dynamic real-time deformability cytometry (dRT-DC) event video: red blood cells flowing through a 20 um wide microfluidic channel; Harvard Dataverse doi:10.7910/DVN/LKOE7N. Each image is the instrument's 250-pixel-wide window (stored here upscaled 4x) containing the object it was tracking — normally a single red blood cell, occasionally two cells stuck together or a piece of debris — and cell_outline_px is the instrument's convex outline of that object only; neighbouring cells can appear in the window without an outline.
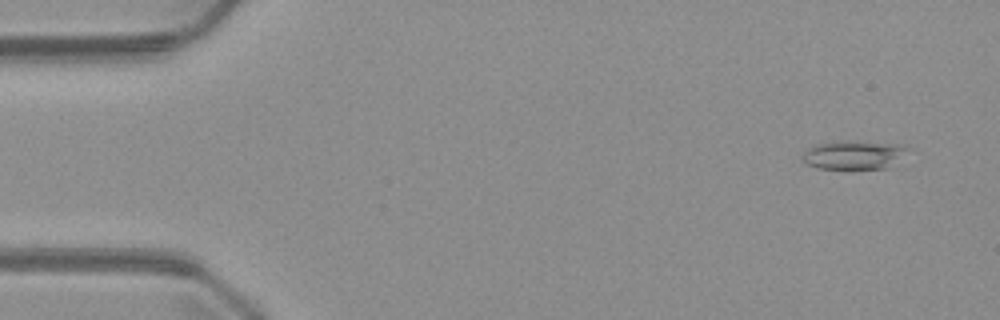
{"species": "common noctule bat (a hibernating species)", "species_latin": "Nyctalus noctula", "temperature_condition": "warm", "stored_images_in_passage": 51, "camera_frame_rate_fps": 3000, "um_per_image_px": 0.085, "animal": {"sex": "male", "body_mass_g": 23.1, "forearm_length_mm": 52.7}, "frame": {"image": 1, "passage_image": 3, "time_ms": 0.667, "image_size_px": [1000, 320], "cell_outline_px": [[912, 148], [884, 168], [816, 168], [804, 164], [800, 156], [808, 148], [816, 144], [844, 140], [852, 140], [896, 144]], "centroid_in_image_um": [72.47, 13.14], "position_along_channel_um": 12.5, "area_um2": 17.46}}
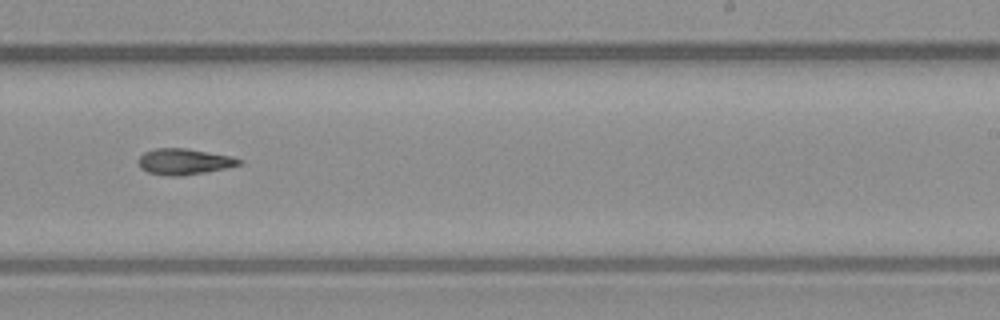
{"frame": {"image": 2, "passage_image": 31, "time_ms": 10.0, "image_size_px": [1000, 320], "cell_outline_px": [[244, 160], [240, 164], [224, 168], [204, 172], [180, 176], [168, 176], [148, 172], [140, 168], [136, 160], [144, 152], [156, 148], [184, 148], [232, 156]], "centroid_in_image_um": [15.61, 13.73], "position_along_channel_um": 273.4, "area_um2": 15.2}}
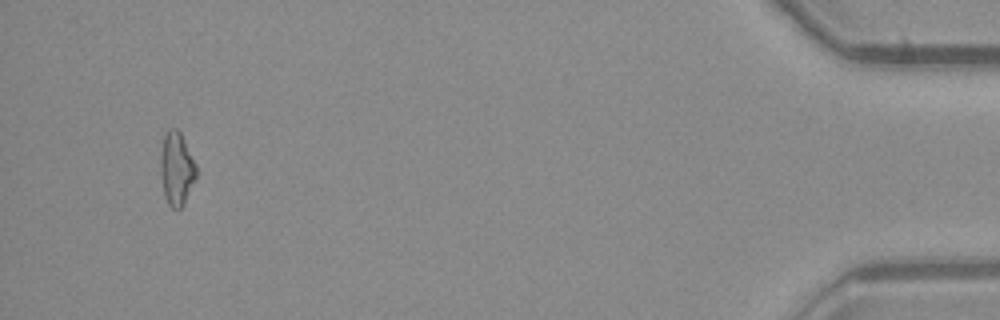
{"frame": {"image": 3, "passage_image": 48, "time_ms": 15.667, "image_size_px": [1000, 320], "cell_outline_px": [[196, 180], [184, 204], [180, 208], [172, 208], [168, 204], [164, 196], [160, 172], [160, 152], [164, 136], [168, 128], [176, 128], [180, 132], [196, 164]], "centroid_in_image_um": [15.0, 14.34], "position_along_channel_um": 420.2, "area_um2": 15.43}}